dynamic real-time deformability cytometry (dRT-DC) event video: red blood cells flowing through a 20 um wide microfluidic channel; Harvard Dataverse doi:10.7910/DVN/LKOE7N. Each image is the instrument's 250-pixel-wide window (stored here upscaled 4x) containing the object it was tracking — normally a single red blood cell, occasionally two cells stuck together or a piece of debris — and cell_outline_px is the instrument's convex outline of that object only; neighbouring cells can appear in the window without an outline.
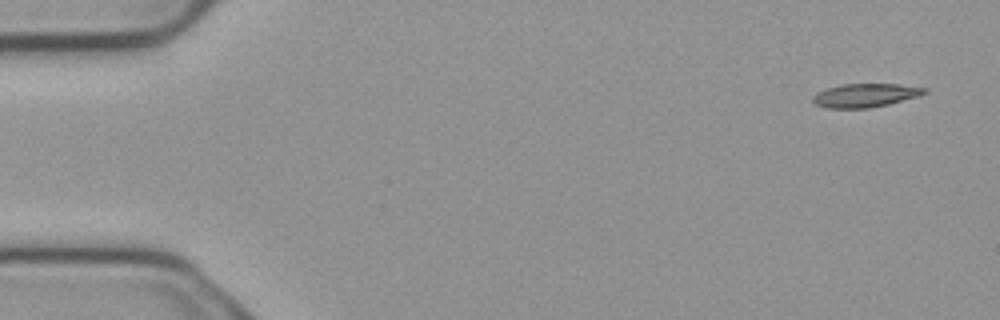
{"species": "common noctule bat (a hibernating species)", "species_latin": "Nyctalus noctula", "temperature_condition": "cold", "stored_images_in_passage": 5, "camera_frame_rate_fps": 3000, "um_per_image_px": 0.085, "animal": {"sex": "male", "body_mass_g": 23.1, "forearm_length_mm": 52.7}, "frame": {"image": 1, "passage_image": 1, "time_ms": 0.0, "image_size_px": [1000, 320], "cell_outline_px": [[928, 92], [920, 96], [888, 104], [868, 108], [828, 108], [816, 104], [812, 100], [812, 96], [816, 92], [840, 84], [900, 84], [928, 88]], "centroid_in_image_um": [73.57, 8.09], "position_along_channel_um": 11.4, "area_um2": 15.43}}
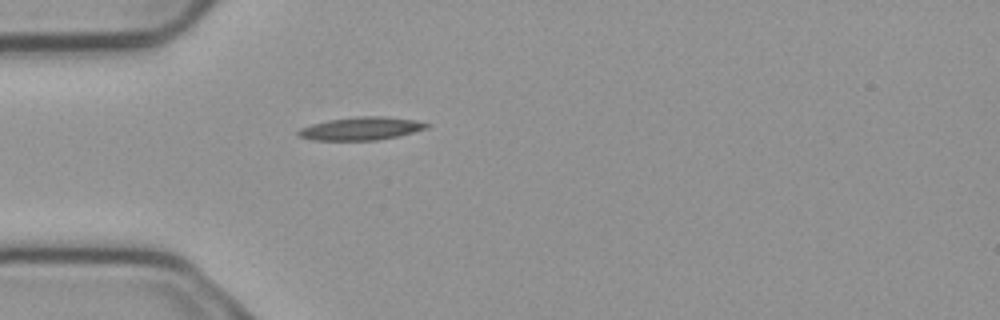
{"frame": {"image": 2, "passage_image": 5, "time_ms": 1.333, "image_size_px": [1000, 320], "cell_outline_px": [[432, 124], [428, 128], [396, 136], [376, 140], [312, 140], [296, 136], [296, 132], [300, 128], [312, 124], [328, 120], [356, 116], [384, 116], [416, 120]], "centroid_in_image_um": [30.67, 10.92], "position_along_channel_um": 54.3, "area_um2": 17.28}}